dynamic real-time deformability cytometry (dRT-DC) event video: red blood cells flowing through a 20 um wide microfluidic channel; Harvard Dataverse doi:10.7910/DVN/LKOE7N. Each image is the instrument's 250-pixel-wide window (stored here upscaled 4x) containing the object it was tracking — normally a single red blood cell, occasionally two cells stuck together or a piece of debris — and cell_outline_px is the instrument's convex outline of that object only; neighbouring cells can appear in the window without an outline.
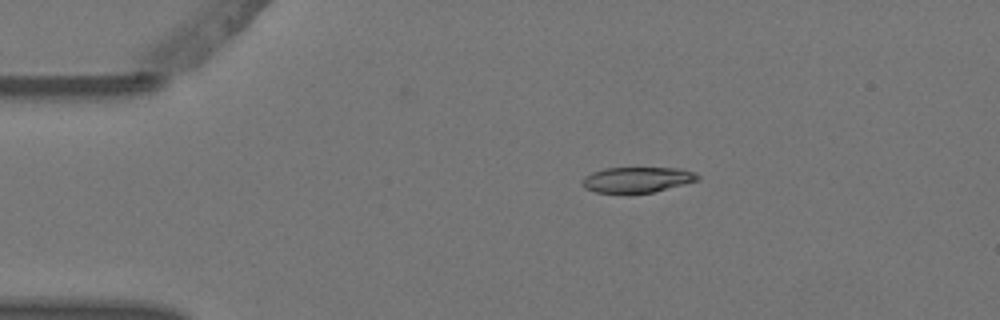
{"species": "Egyptian fruit bat (a non-hibernating species)", "species_latin": "Rousettus aegyptiacus", "temperature_condition": "warm", "stored_images_in_passage": 4, "camera_frame_rate_fps": 3000, "um_per_image_px": 0.085, "animal": {"sex": "female"}, "frame": {"image": 1, "passage_image": 3, "time_ms": 0.667, "image_size_px": [1000, 320], "cell_outline_px": [[700, 180], [652, 192], [628, 196], [596, 192], [584, 188], [580, 184], [580, 180], [584, 176], [592, 172], [604, 168], [680, 168], [696, 172], [700, 176]], "centroid_in_image_um": [54.1, 15.31], "position_along_channel_um": 30.9, "area_um2": 17.98}}